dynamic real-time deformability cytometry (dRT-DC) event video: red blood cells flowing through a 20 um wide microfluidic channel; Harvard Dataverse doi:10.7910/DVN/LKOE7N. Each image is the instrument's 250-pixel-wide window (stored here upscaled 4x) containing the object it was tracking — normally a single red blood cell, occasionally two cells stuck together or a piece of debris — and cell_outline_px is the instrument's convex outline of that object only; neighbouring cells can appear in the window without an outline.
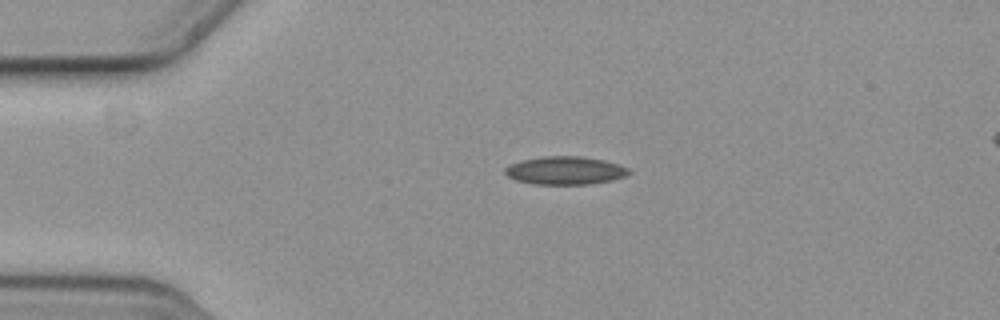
{"species": "common noctule bat (a hibernating species)", "species_latin": "Nyctalus noctula", "temperature_condition": "cold", "stored_images_in_passage": 3, "segment_of_instrument_passage": [1, 2], "camera_frame_rate_fps": 3000, "um_per_image_px": 0.085, "animal": {"sex": "female", "body_mass_g": 19.3, "forearm_length_mm": 54.1}, "frame": {"image": 1, "passage_image": 1, "time_ms": 0.0, "image_size_px": [1000, 320], "cell_outline_px": [[632, 172], [624, 176], [612, 180], [588, 184], [536, 184], [516, 180], [508, 176], [504, 172], [504, 168], [520, 160], [544, 156], [580, 156], [604, 160], [628, 168]], "centroid_in_image_um": [48.03, 14.49], "position_along_channel_um": 37.0, "area_um2": 20.11}}